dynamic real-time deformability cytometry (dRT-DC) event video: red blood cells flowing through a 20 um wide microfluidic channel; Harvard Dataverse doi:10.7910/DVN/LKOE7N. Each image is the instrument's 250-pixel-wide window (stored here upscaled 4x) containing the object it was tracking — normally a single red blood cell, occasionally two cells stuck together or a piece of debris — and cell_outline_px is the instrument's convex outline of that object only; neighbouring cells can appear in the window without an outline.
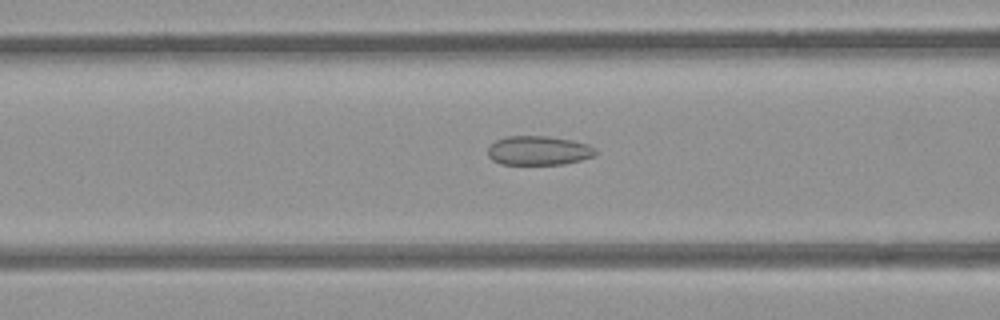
{"species": "common noctule bat (a hibernating species)", "species_latin": "Nyctalus noctula", "temperature_condition": "room temperature", "stored_images_in_passage": 42, "camera_frame_rate_fps": 3000, "um_per_image_px": 0.085, "animal": {"sex": "female", "body_mass_g": 21.9}, "frame": {"image": 1, "passage_image": 16, "time_ms": 5.0, "image_size_px": [1000, 320], "cell_outline_px": [[596, 156], [564, 164], [500, 164], [492, 160], [488, 156], [488, 148], [496, 140], [508, 136], [548, 136], [572, 140], [588, 144], [596, 148]], "centroid_in_image_um": [45.8, 12.8], "position_along_channel_um": 120.8, "area_um2": 18.38}}
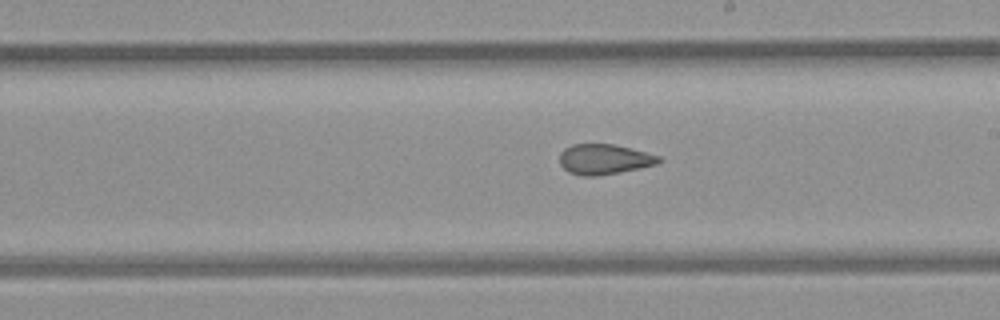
{"frame": {"image": 2, "passage_image": 25, "time_ms": 8.0, "image_size_px": [1000, 320], "cell_outline_px": [[664, 160], [656, 164], [640, 168], [620, 172], [596, 176], [580, 176], [568, 172], [560, 164], [560, 152], [564, 148], [572, 144], [612, 144], [660, 156]], "centroid_in_image_um": [51.33, 13.54], "position_along_channel_um": 237.7, "area_um2": 17.46}}
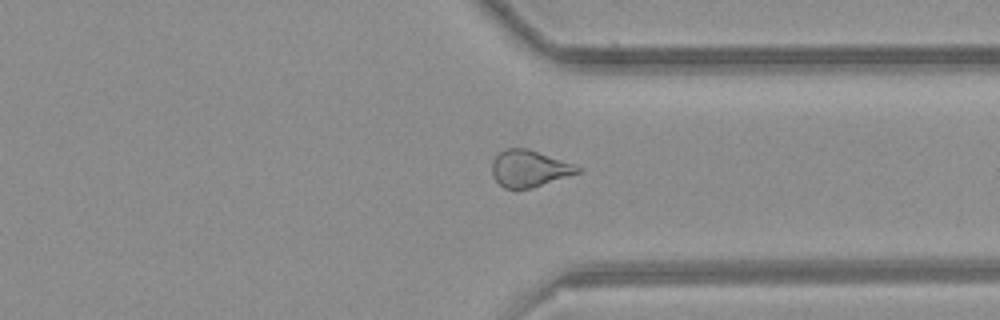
{"frame": {"image": 3, "passage_image": 35, "time_ms": 11.333, "image_size_px": [1000, 320], "cell_outline_px": [[584, 168], [580, 172], [532, 188], [504, 188], [492, 176], [492, 160], [504, 148], [528, 148]], "centroid_in_image_um": [44.97, 14.32], "position_along_channel_um": 366.4, "area_um2": 18.21}, "authors_computed_cell_mechanics": {"area_um2": 18.6983, "velocity_mm_per_s": 3.8916, "shape_relaxation_time_tau1_ms": null, "shape_relaxation_time_tau2_ms": 1.9191, "deformation_change_tau1": null, "deformation_change_tau2": 0.083}}